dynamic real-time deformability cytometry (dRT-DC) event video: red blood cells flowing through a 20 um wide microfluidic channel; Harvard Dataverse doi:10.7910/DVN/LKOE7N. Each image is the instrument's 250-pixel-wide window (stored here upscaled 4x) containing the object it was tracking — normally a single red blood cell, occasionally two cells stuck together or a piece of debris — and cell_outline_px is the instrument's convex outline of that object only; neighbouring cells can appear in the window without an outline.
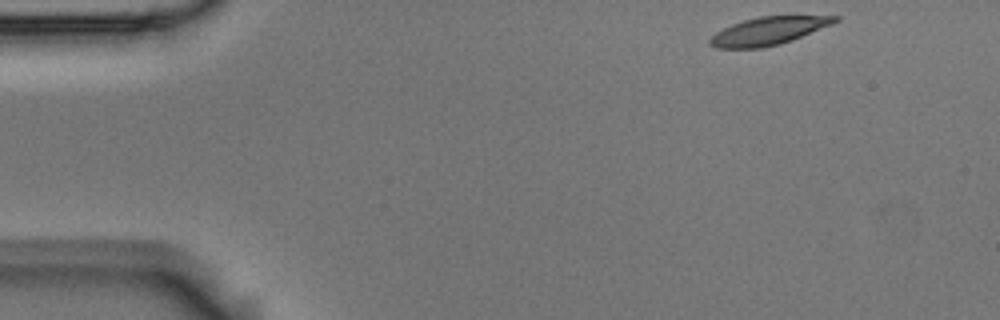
{"species": "Egyptian fruit bat (a non-hibernating species)", "species_latin": "Rousettus aegyptiacus", "temperature_condition": "room temperature", "stored_images_in_passage": 5, "camera_frame_rate_fps": 3000, "um_per_image_px": 0.085, "animal": {"sex": "male"}, "frame": {"image": 1, "passage_image": 1, "time_ms": 0.0, "image_size_px": [1000, 320], "cell_outline_px": [[840, 20], [832, 24], [792, 40], [780, 44], [760, 48], [716, 48], [708, 44], [708, 40], [716, 32], [732, 24], [744, 20], [760, 16], [840, 16]], "centroid_in_image_um": [65.3, 2.63], "position_along_channel_um": 19.7, "area_um2": 20.17}}
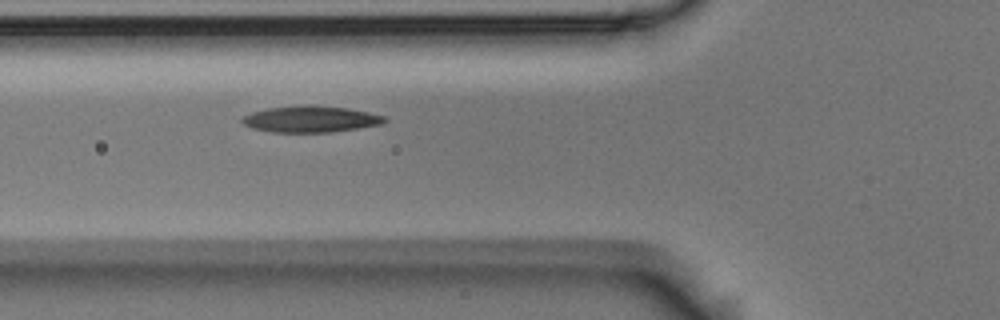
{"frame": {"image": 2, "passage_image": 5, "time_ms": 1.333, "image_size_px": [1000, 320], "cell_outline_px": [[388, 120], [384, 124], [332, 132], [272, 132], [252, 128], [244, 124], [240, 120], [244, 116], [252, 112], [268, 108], [308, 104], [312, 104], [348, 108], [368, 112], [384, 116]], "centroid_in_image_um": [26.43, 10.12], "position_along_channel_um": 99.4, "area_um2": 22.02}}